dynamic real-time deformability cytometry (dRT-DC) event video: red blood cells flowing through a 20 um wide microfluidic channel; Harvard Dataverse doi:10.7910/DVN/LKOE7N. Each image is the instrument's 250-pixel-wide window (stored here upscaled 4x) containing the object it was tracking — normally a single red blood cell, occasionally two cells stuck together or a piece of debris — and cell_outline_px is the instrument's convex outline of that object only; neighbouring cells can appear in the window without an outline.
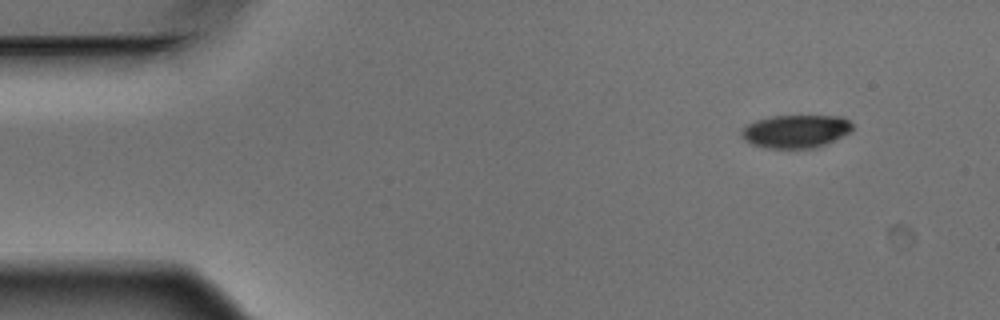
{"species": "Egyptian fruit bat (a non-hibernating species)", "species_latin": "Rousettus aegyptiacus", "temperature_condition": "warm", "stored_images_in_passage": 3, "camera_frame_rate_fps": 3000, "um_per_image_px": 0.085, "animal": {"sex": "male"}, "frame": {"image": 1, "passage_image": 1, "time_ms": 0.0, "image_size_px": [1000, 320], "cell_outline_px": [[852, 132], [824, 144], [812, 148], [764, 148], [752, 144], [744, 140], [740, 132], [748, 124], [756, 120], [772, 116], [844, 116], [852, 124]], "centroid_in_image_um": [67.64, 11.16], "position_along_channel_um": 17.4, "area_um2": 21.33}}